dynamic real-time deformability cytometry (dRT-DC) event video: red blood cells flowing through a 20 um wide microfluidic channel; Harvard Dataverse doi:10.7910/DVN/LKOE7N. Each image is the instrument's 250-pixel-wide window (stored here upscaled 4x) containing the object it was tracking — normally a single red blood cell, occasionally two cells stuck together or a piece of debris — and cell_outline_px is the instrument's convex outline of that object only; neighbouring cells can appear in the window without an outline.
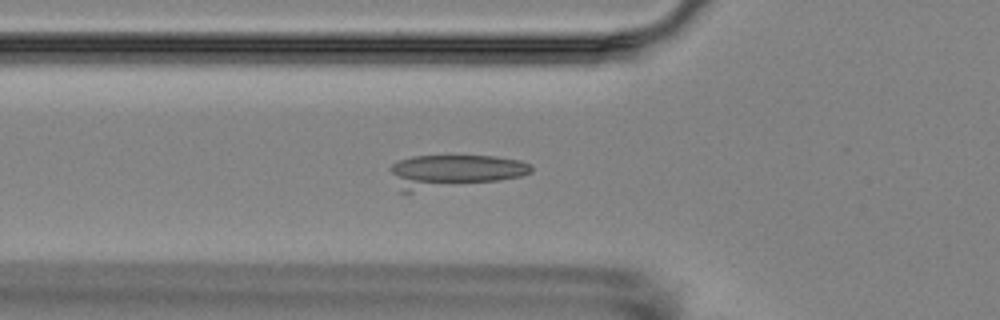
{"species": "Egyptian fruit bat (a non-hibernating species)", "species_latin": "Rousettus aegyptiacus", "temperature_condition": "room temperature", "stored_images_in_passage": 3, "camera_frame_rate_fps": 3000, "um_per_image_px": 0.085, "animal": {"sex": "female"}, "frame": {"image": 1, "passage_image": 3, "time_ms": 2.333, "image_size_px": [1000, 320], "cell_outline_px": [[532, 172], [520, 176], [500, 180], [412, 192], [400, 192], [388, 168], [392, 164], [400, 160], [412, 156], [496, 156], [520, 160], [532, 164]], "centroid_in_image_um": [38.55, 14.56], "position_along_channel_um": 87.2, "area_um2": 27.34}}